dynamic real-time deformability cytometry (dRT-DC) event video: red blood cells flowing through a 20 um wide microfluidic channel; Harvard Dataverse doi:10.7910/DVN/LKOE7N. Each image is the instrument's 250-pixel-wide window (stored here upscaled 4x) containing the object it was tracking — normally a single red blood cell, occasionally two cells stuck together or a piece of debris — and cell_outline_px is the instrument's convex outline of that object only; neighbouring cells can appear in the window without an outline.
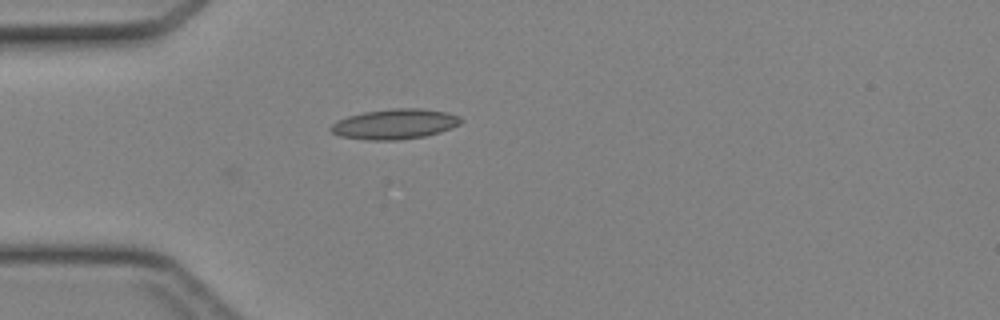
{"species": "Egyptian fruit bat (a non-hibernating species)", "species_latin": "Rousettus aegyptiacus", "temperature_condition": "cold", "stored_images_in_passage": 3, "camera_frame_rate_fps": 3000, "um_per_image_px": 0.085, "animal": {"sex": "female"}, "frame": {"image": 1, "passage_image": 3, "time_ms": 0.667, "image_size_px": [1000, 320], "cell_outline_px": [[464, 120], [460, 124], [452, 128], [440, 132], [424, 136], [396, 140], [368, 140], [340, 136], [332, 132], [328, 128], [336, 120], [348, 116], [364, 112], [392, 108], [420, 108], [448, 112], [460, 116]], "centroid_in_image_um": [33.57, 10.53], "position_along_channel_um": 51.4, "area_um2": 23.0}}